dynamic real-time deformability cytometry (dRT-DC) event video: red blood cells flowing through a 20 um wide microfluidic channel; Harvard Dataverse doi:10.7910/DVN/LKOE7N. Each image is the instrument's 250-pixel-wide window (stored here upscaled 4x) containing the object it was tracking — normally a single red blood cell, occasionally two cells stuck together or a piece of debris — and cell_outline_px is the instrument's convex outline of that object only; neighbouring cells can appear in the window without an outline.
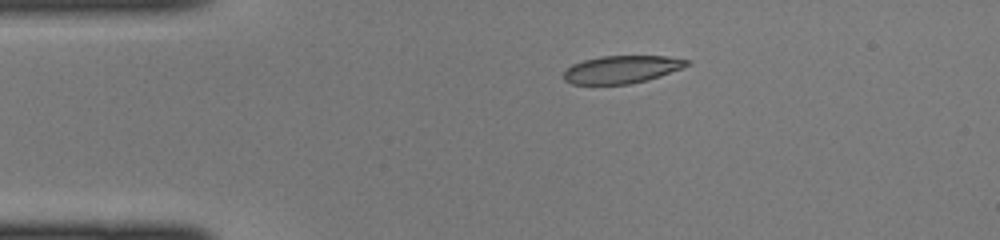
{"species": "common noctule bat (a hibernating species)", "species_latin": "Nyctalus noctula", "temperature_condition": "cold", "stored_images_in_passage": 37, "camera_frame_rate_fps": 3000, "um_per_image_px": 0.085, "animal": {"sex": "female", "body_mass_g": 22.0, "forearm_length_mm": 56.7}, "frame": {"image": 1, "passage_image": 1, "time_ms": 0.0, "image_size_px": [1000, 240], "cell_outline_px": [[692, 60], [688, 64], [680, 68], [660, 76], [648, 80], [628, 84], [572, 84], [564, 80], [564, 72], [572, 64], [584, 60], [600, 56], [664, 56]], "centroid_in_image_um": [52.83, 5.9], "position_along_channel_um": 32.2, "area_um2": 19.71}}
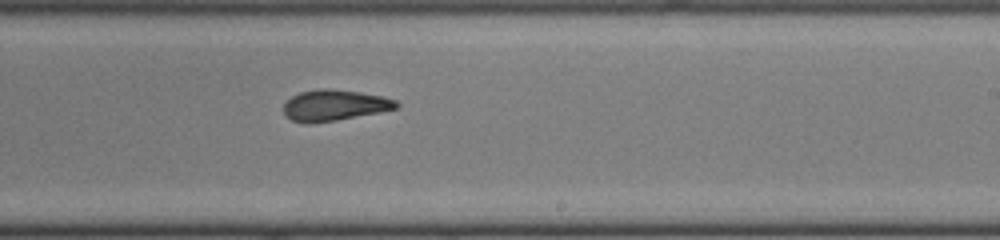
{"frame": {"image": 2, "passage_image": 19, "time_ms": 6.0, "image_size_px": [1000, 240], "cell_outline_px": [[400, 104], [396, 108], [380, 112], [336, 120], [312, 124], [304, 124], [292, 120], [284, 116], [284, 104], [292, 96], [300, 92], [316, 88], [328, 88], [360, 92], [380, 96], [396, 100]], "centroid_in_image_um": [28.38, 8.95], "position_along_channel_um": 260.6, "area_um2": 20.46}}
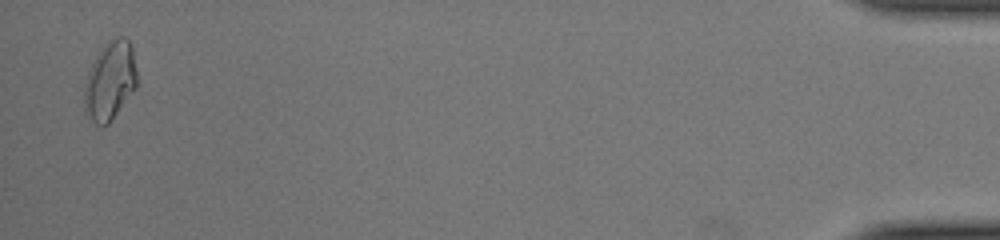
{"frame": {"image": 3, "passage_image": 36, "time_ms": 11.667, "image_size_px": [1000, 240], "cell_outline_px": [[136, 88], [112, 120], [108, 124], [96, 124], [84, 112], [84, 84], [88, 72], [100, 48], [104, 44], [116, 36], [124, 36], [128, 40], [132, 48], [136, 72]], "centroid_in_image_um": [9.34, 6.86], "position_along_channel_um": 425.9, "area_um2": 24.1}}